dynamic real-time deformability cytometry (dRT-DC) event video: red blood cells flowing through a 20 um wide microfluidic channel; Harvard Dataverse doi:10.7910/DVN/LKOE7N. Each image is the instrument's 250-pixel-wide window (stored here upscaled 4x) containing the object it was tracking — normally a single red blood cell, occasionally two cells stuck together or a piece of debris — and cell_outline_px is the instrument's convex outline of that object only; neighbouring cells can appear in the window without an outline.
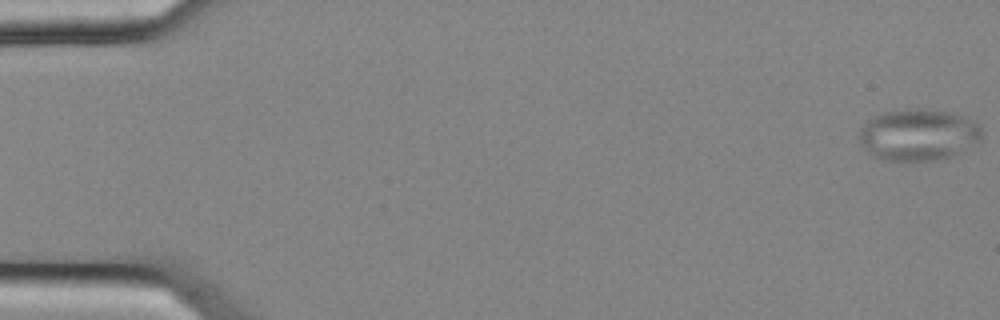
{"species": "common noctule bat (a hibernating species)", "species_latin": "Nyctalus noctula", "temperature_condition": "cold", "stored_images_in_passage": 55, "camera_frame_rate_fps": 3000, "um_per_image_px": 0.085, "animal": {"sex": "female", "body_mass_g": 25.1}, "frame": {"image": 1, "passage_image": 1, "time_ms": 0.0, "image_size_px": [1000, 320], "cell_outline_px": [[984, 136], [980, 140], [948, 156], [932, 160], [884, 160], [872, 156], [860, 144], [856, 136], [860, 128], [872, 116], [880, 112], [916, 108], [924, 108], [948, 112], [964, 116], [980, 124], [984, 132]], "centroid_in_image_um": [78.0, 11.42], "position_along_channel_um": 7.0, "area_um2": 37.05}}
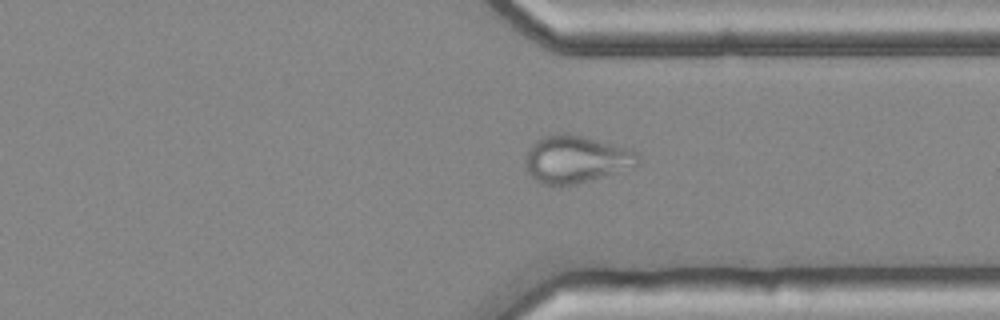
{"frame": {"image": 2, "passage_image": 42, "time_ms": 13.667, "image_size_px": [1000, 320], "cell_outline_px": [[640, 164], [576, 184], [540, 184], [528, 172], [524, 164], [528, 148], [536, 140], [544, 136], [584, 136], [632, 148], [640, 156]], "centroid_in_image_um": [48.97, 13.54], "position_along_channel_um": 362.4, "area_um2": 30.46}}
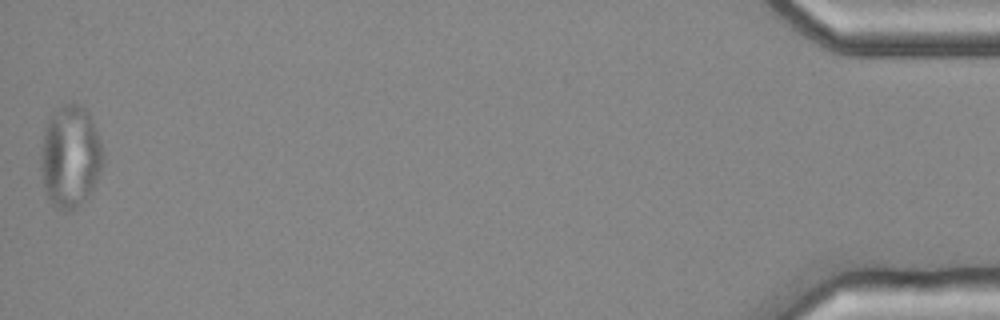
{"frame": {"image": 3, "passage_image": 55, "time_ms": 18.0, "image_size_px": [1000, 320], "cell_outline_px": [[104, 164], [88, 196], [72, 212], [60, 212], [48, 200], [44, 192], [40, 168], [40, 148], [44, 132], [48, 120], [64, 104], [80, 104], [88, 112], [100, 140], [104, 156]], "centroid_in_image_um": [5.95, 13.38], "position_along_channel_um": 429.2, "area_um2": 37.4}}